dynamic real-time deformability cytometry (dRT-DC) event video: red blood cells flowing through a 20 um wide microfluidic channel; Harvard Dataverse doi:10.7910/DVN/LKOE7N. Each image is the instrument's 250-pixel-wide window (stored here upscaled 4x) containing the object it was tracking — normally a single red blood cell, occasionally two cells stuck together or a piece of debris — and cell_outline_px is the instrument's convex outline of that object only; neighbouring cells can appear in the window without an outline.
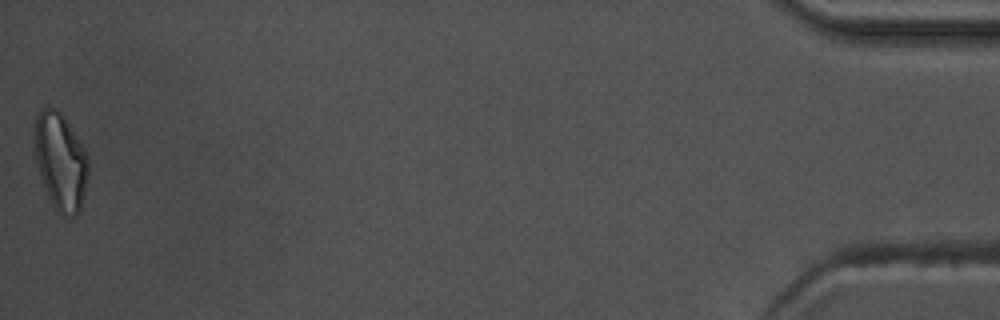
{"species": "common noctule bat (a hibernating species)", "species_latin": "Nyctalus noctula", "temperature_condition": "warm", "stored_images_in_passage": 54, "camera_frame_rate_fps": 3000, "um_per_image_px": 0.085, "animal": {"sex": "male", "body_mass_g": 17.5, "forearm_length_mm": 52.3}, "frame": {"image": 1, "passage_image": 54, "time_ms": 17.667, "image_size_px": [1000, 320], "cell_outline_px": [[88, 176], [80, 208], [76, 216], [60, 216], [52, 204], [48, 196], [40, 176], [36, 160], [32, 140], [36, 112], [44, 108], [56, 108], [64, 116], [76, 136], [88, 160]], "centroid_in_image_um": [5.1, 13.71], "position_along_channel_um": 430.1, "area_um2": 30.46}, "authors_computed_cell_mechanics": {"area_um2": 21.2704, "velocity_mm_per_s": 3.7421, "shape_relaxation_time_tau1_ms": null, "shape_relaxation_time_tau2_ms": 3.3556, "deformation_change_tau1": null, "deformation_change_tau2": 0.1058}}